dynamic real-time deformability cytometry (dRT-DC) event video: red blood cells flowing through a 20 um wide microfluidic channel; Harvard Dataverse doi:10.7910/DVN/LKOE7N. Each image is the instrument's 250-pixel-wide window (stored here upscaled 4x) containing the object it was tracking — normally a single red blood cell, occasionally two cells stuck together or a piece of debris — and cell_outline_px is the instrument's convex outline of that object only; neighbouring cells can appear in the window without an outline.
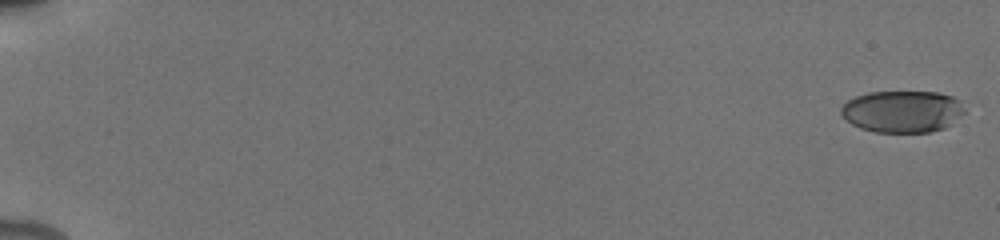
{"species": "human", "species_latin": "Homo sapiens", "temperature_condition": "cold", "stored_images_in_passage": 50, "camera_frame_rate_fps": 3000, "um_per_image_px": 0.085, "donor": {"sex": "male"}, "frame": {"image": 1, "passage_image": 1, "time_ms": 0.0, "image_size_px": [1000, 240], "cell_outline_px": [[964, 112], [952, 124], [944, 128], [928, 132], [876, 132], [860, 128], [852, 124], [840, 112], [840, 108], [848, 100], [856, 96], [868, 92], [940, 92], [952, 96], [960, 100], [964, 108]], "centroid_in_image_um": [76.72, 9.47], "position_along_channel_um": 8.3, "area_um2": 30.17}}
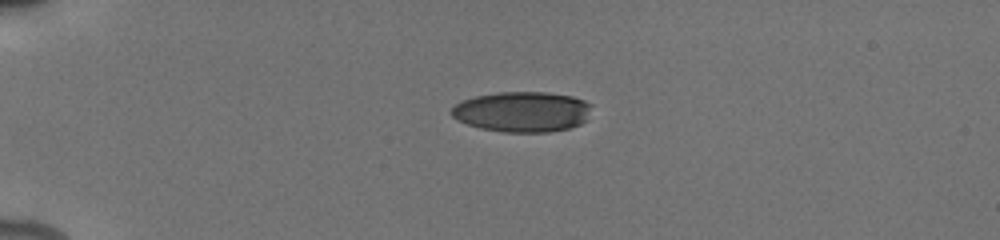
{"frame": {"image": 2, "passage_image": 37, "time_ms": 4.667, "image_size_px": [1000, 240], "cell_outline_px": [[592, 104], [588, 120], [580, 124], [568, 128], [548, 132], [504, 132], [480, 128], [468, 124], [452, 116], [452, 108], [460, 100], [476, 96], [500, 92], [544, 92], [572, 96], [584, 100]], "centroid_in_image_um": [44.43, 9.49], "position_along_channel_um": 40.6, "area_um2": 33.0}}